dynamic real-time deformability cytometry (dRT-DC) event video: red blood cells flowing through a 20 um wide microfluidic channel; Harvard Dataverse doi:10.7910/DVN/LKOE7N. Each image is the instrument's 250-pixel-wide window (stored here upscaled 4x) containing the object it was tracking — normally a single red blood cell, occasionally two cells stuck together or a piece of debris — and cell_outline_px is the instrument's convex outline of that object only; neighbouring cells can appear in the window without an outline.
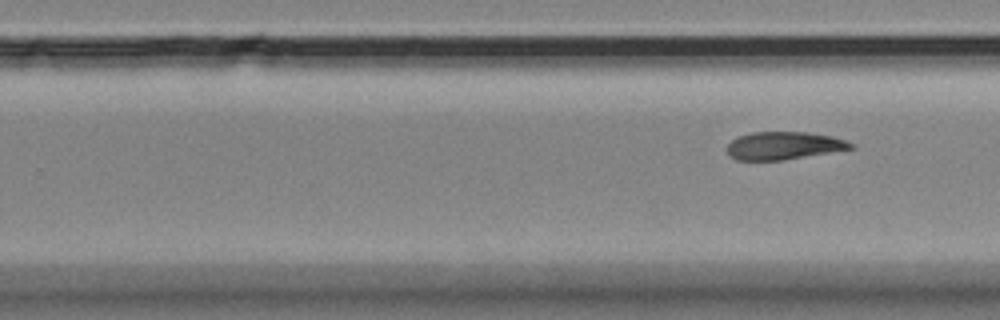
{"species": "Egyptian fruit bat (a non-hibernating species)", "species_latin": "Rousettus aegyptiacus", "temperature_condition": "room temperature", "stored_images_in_passage": 11, "segment_of_instrument_passage": [2, 2], "camera_frame_rate_fps": 3000, "um_per_image_px": 0.085, "animal": {"sex": "female"}, "frame": {"image": 1, "passage_image": 11, "time_ms": 13.0, "image_size_px": [1000, 320], "cell_outline_px": [[856, 148], [784, 160], [736, 160], [728, 152], [728, 144], [736, 136], [752, 132], [808, 132], [832, 136], [856, 144]], "centroid_in_image_um": [66.66, 12.37], "position_along_channel_um": 263.1, "area_um2": 20.11}}